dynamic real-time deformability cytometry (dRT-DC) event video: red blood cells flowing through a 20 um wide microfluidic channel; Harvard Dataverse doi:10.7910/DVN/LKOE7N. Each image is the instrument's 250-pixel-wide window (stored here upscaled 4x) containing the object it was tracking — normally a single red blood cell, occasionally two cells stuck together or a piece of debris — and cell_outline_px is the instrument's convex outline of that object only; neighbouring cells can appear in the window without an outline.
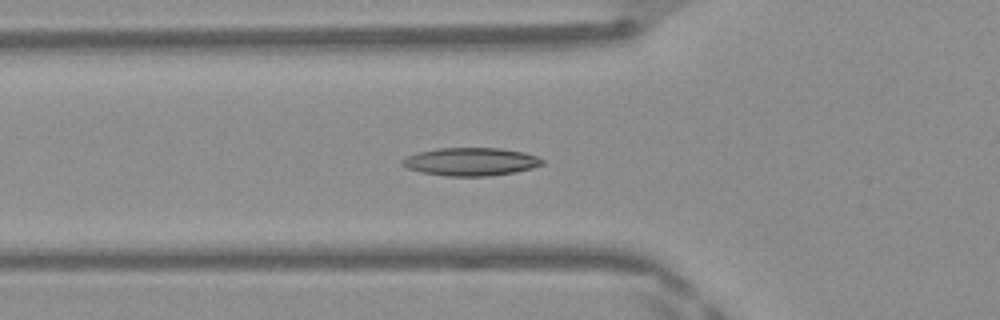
{"species": "Egyptian fruit bat (a non-hibernating species)", "species_latin": "Rousettus aegyptiacus", "temperature_condition": "warm", "stored_images_in_passage": 40, "camera_frame_rate_fps": 3000, "um_per_image_px": 0.085, "frame": {"image": 1, "passage_image": 8, "time_ms": 2.333, "image_size_px": [1000, 320], "cell_outline_px": [[544, 164], [532, 168], [516, 172], [484, 176], [448, 176], [420, 172], [408, 168], [400, 164], [400, 160], [416, 152], [436, 148], [500, 148], [524, 152], [536, 156], [544, 160]], "centroid_in_image_um": [40.0, 13.74], "position_along_channel_um": 85.8, "area_um2": 22.95}}
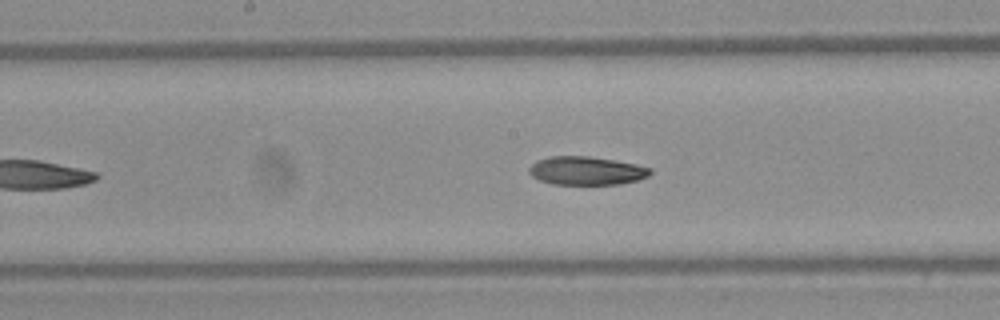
{"frame": {"image": 2, "passage_image": 16, "time_ms": 5.0, "image_size_px": [1000, 320], "cell_outline_px": [[652, 172], [648, 176], [636, 180], [620, 184], [552, 184], [540, 180], [532, 176], [528, 172], [528, 168], [536, 160], [548, 156], [588, 156], [636, 164], [652, 168]], "centroid_in_image_um": [49.82, 14.51], "position_along_channel_um": 198.4, "area_um2": 20.06}}
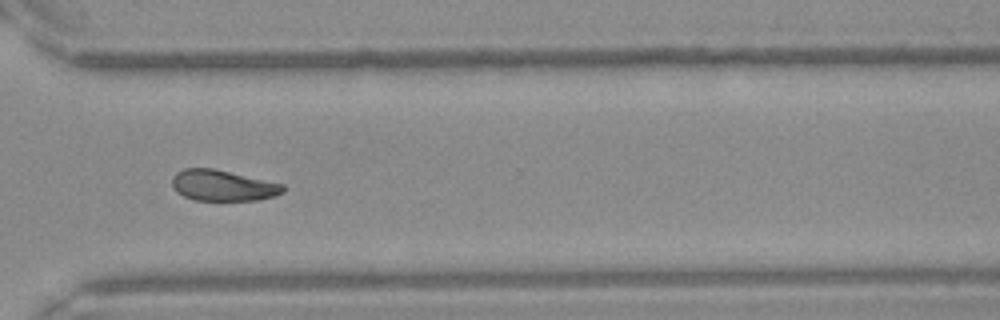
{"frame": {"image": 3, "passage_image": 27, "time_ms": 8.667, "image_size_px": [1000, 320], "cell_outline_px": [[284, 192], [276, 196], [256, 200], [192, 200], [176, 192], [172, 188], [172, 176], [176, 172], [184, 168], [212, 168], [284, 184]], "centroid_in_image_um": [18.91, 15.77], "position_along_channel_um": 351.7, "area_um2": 20.06}, "authors_computed_cell_mechanics": {"area_um2": 20.808, "velocity_mm_per_s": 4.18, "shape_relaxation_time_tau1_ms": 9.8927, "shape_relaxation_time_tau2_ms": 8.1264, "deformation_change_tau1": 0.2085, "deformation_change_tau2": 0.1562}}